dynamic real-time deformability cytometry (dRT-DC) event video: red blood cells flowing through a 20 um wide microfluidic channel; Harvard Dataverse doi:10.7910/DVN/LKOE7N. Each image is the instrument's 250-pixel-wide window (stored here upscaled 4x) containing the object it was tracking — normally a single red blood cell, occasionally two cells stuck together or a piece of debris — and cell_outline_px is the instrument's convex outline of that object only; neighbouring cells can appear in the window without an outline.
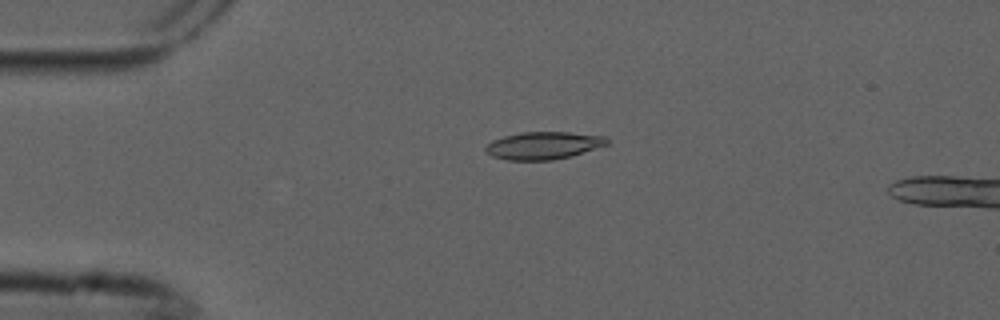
{"species": "common noctule bat (a hibernating species)", "species_latin": "Nyctalus noctula", "temperature_condition": "cold", "stored_images_in_passage": 3, "camera_frame_rate_fps": 3000, "um_per_image_px": 0.085, "animal": {"sex": "male", "forearm_length_mm": 52.5}, "frame": {"image": 1, "passage_image": 2, "time_ms": 0.333, "image_size_px": [1000, 320], "cell_outline_px": [[608, 144], [572, 156], [552, 160], [508, 160], [492, 156], [484, 148], [492, 140], [504, 136], [520, 132], [568, 132], [608, 136]], "centroid_in_image_um": [46.21, 12.36], "position_along_channel_um": 38.8, "area_um2": 19.48}}